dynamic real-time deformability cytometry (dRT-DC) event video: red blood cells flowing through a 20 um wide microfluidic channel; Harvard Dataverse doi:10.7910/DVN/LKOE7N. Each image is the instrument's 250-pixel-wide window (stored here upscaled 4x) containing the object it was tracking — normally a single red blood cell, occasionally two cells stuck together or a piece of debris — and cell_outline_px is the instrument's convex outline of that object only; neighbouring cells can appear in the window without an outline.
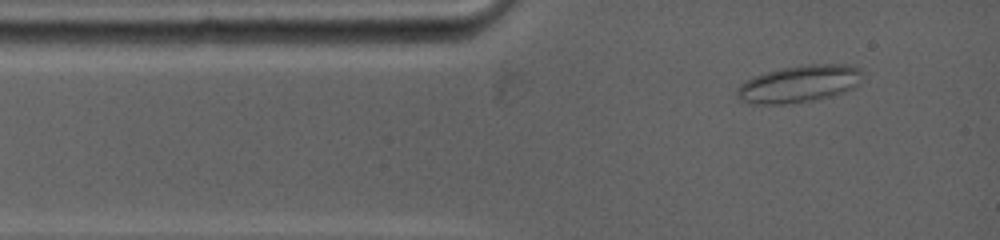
{"species": "common noctule bat (a hibernating species)", "species_latin": "Nyctalus noctula", "temperature_condition": "warm", "stored_images_in_passage": 22, "camera_frame_rate_fps": 5000, "um_per_image_px": 0.085, "animal": {"sex": "female", "body_mass_g": 19.0, "forearm_length_mm": 53.3}, "frame": {"image": 1, "passage_image": 1, "time_ms": 0.0, "image_size_px": [1000, 240], "cell_outline_px": [[860, 84], [848, 88], [820, 96], [804, 100], [776, 104], [764, 104], [744, 100], [736, 92], [736, 88], [744, 80], [752, 76], [780, 68], [804, 64], [852, 64], [860, 68]], "centroid_in_image_um": [67.87, 7.05], "position_along_channel_um": 17.1, "area_um2": 25.95}}
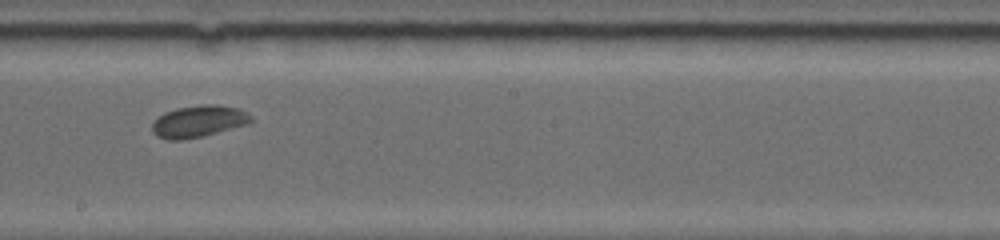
{"frame": {"image": 2, "passage_image": 11, "time_ms": 6.2, "image_size_px": [1000, 240], "cell_outline_px": [[252, 120], [248, 124], [204, 136], [180, 140], [168, 140], [156, 136], [152, 132], [152, 124], [164, 112], [176, 108], [200, 104], [216, 104], [240, 108], [248, 112], [252, 116]], "centroid_in_image_um": [16.9, 10.3], "position_along_channel_um": 231.3, "area_um2": 18.55}}
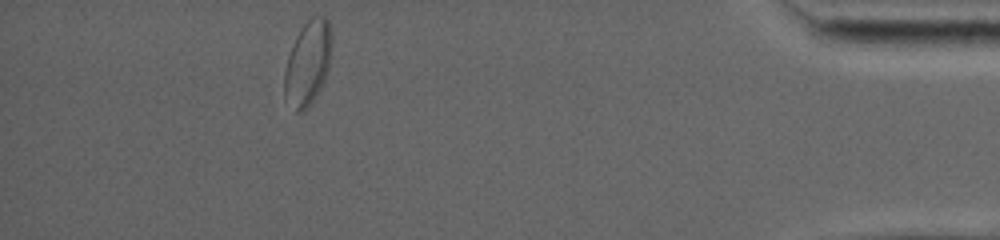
{"frame": {"image": 3, "passage_image": 22, "time_ms": 12.6, "image_size_px": [1000, 240], "cell_outline_px": [[332, 44], [328, 68], [324, 80], [316, 96], [300, 112], [296, 112], [284, 96], [284, 72], [288, 56], [296, 36], [300, 28], [312, 16], [324, 16], [328, 20], [332, 36]], "centroid_in_image_um": [26.16, 5.31], "position_along_channel_um": 409.0, "area_um2": 23.06}}